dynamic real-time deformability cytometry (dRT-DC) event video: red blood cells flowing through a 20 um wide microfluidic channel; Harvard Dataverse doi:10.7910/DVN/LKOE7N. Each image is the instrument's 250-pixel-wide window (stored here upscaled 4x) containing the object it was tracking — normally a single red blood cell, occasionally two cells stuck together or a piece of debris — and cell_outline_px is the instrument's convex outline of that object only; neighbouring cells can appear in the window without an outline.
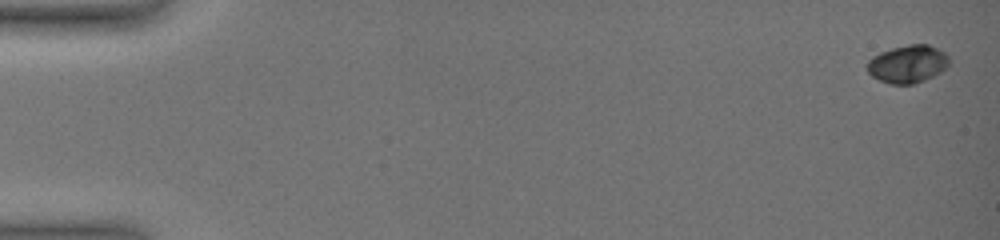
{"species": "common noctule bat (a hibernating species)", "species_latin": "Nyctalus noctula", "temperature_condition": "warm", "stored_images_in_passage": 28, "camera_frame_rate_fps": 3000, "um_per_image_px": 0.085, "animal": {"sex": "female", "body_mass_g": 19.0, "forearm_length_mm": 51.5}, "frame": {"image": 1, "passage_image": 1, "time_ms": 0.0, "image_size_px": [1000, 240], "cell_outline_px": [[948, 64], [940, 72], [924, 80], [912, 84], [892, 84], [880, 80], [872, 76], [868, 72], [864, 64], [872, 56], [880, 52], [892, 48], [908, 44], [928, 44], [944, 52], [948, 56]], "centroid_in_image_um": [77.1, 5.43], "position_along_channel_um": 7.9, "area_um2": 17.98}}
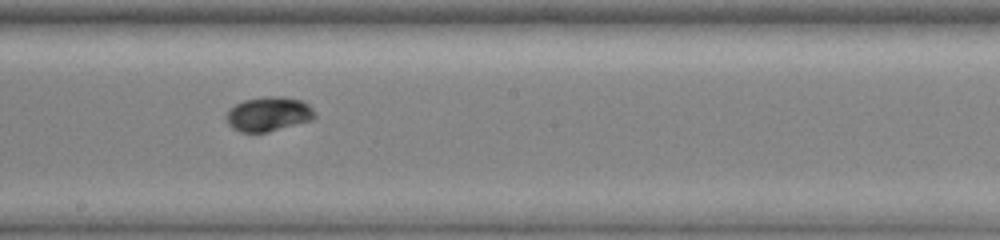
{"frame": {"image": 2, "passage_image": 17, "time_ms": 9.667, "image_size_px": [1000, 240], "cell_outline_px": [[316, 116], [312, 120], [268, 132], [240, 132], [232, 128], [228, 124], [224, 116], [236, 104], [244, 100], [268, 96], [284, 96], [304, 100], [316, 112]], "centroid_in_image_um": [22.85, 9.69], "position_along_channel_um": 225.3, "area_um2": 17.92}}
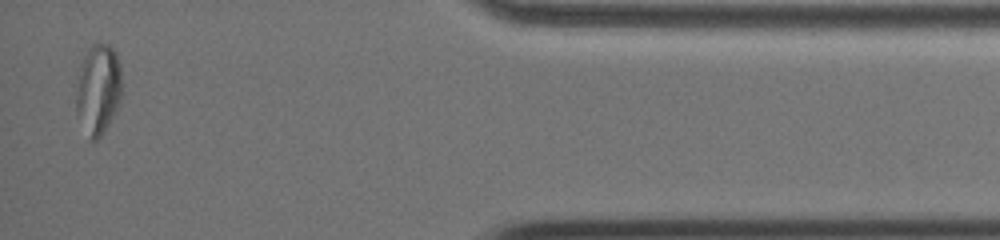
{"frame": {"image": 3, "passage_image": 28, "time_ms": 15.667, "image_size_px": [1000, 240], "cell_outline_px": [[120, 100], [108, 124], [100, 136], [96, 140], [92, 140], [76, 112], [76, 72], [88, 48], [92, 44], [108, 44], [116, 52], [120, 64]], "centroid_in_image_um": [8.31, 7.51], "position_along_channel_um": 426.9, "area_um2": 23.76}, "authors_computed_cell_mechanics": {"area_um2": 17.629, "velocity_mm_per_s": 4.0223, "shape_relaxation_time_tau1_ms": 3.7555, "shape_relaxation_time_tau2_ms": null, "deformation_change_tau1": 0.1109, "deformation_change_tau2": null}}